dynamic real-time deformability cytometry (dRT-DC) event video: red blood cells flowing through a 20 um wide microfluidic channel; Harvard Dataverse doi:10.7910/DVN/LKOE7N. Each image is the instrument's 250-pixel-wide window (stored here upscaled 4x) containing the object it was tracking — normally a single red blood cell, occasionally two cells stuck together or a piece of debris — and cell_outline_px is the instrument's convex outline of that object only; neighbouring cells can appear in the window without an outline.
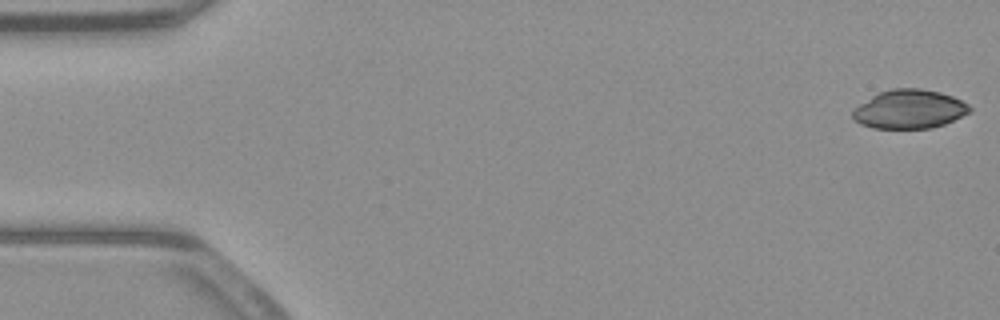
{"species": "common noctule bat (a hibernating species)", "species_latin": "Nyctalus noctula", "temperature_condition": "warm", "stored_images_in_passage": 52, "camera_frame_rate_fps": 3000, "um_per_image_px": 0.085, "animal": {"sex": "male", "body_mass_g": 23.1, "forearm_length_mm": 52.7}, "frame": {"image": 1, "passage_image": 1, "time_ms": 0.0, "image_size_px": [1000, 320], "cell_outline_px": [[972, 112], [944, 124], [932, 128], [872, 128], [860, 124], [852, 116], [852, 108], [872, 96], [880, 92], [892, 88], [920, 88], [940, 92], [952, 96], [968, 104], [972, 108]], "centroid_in_image_um": [77.3, 9.28], "position_along_channel_um": 7.7, "area_um2": 26.59}}
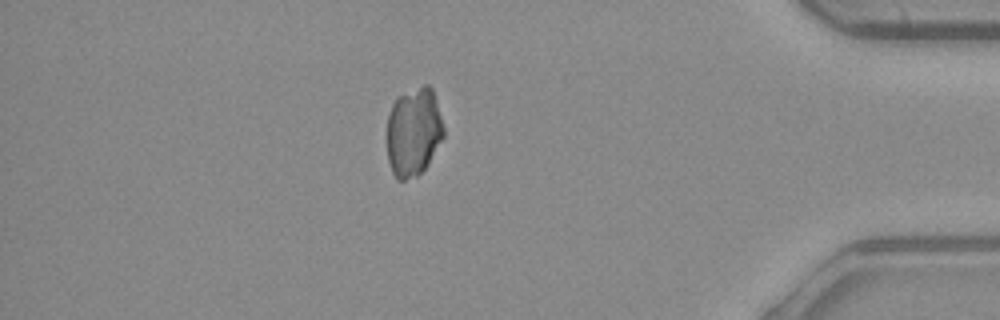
{"frame": {"image": 2, "passage_image": 45, "time_ms": 14.667, "image_size_px": [1000, 320], "cell_outline_px": [[444, 136], [428, 164], [416, 176], [404, 180], [396, 180], [392, 172], [388, 160], [388, 116], [392, 104], [396, 96], [424, 84], [428, 84], [432, 88], [444, 128]], "centroid_in_image_um": [35.15, 11.2], "position_along_channel_um": 400.1, "area_um2": 29.25}}